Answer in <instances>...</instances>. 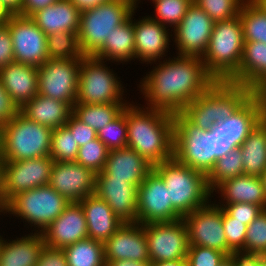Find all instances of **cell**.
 <instances>
[{
  "instance_id": "16",
  "label": "cell",
  "mask_w": 266,
  "mask_h": 266,
  "mask_svg": "<svg viewBox=\"0 0 266 266\" xmlns=\"http://www.w3.org/2000/svg\"><path fill=\"white\" fill-rule=\"evenodd\" d=\"M137 223L173 222L182 217L173 209L161 176L152 169L138 186Z\"/></svg>"
},
{
  "instance_id": "51",
  "label": "cell",
  "mask_w": 266,
  "mask_h": 266,
  "mask_svg": "<svg viewBox=\"0 0 266 266\" xmlns=\"http://www.w3.org/2000/svg\"><path fill=\"white\" fill-rule=\"evenodd\" d=\"M36 266H68L62 249L44 246Z\"/></svg>"
},
{
  "instance_id": "53",
  "label": "cell",
  "mask_w": 266,
  "mask_h": 266,
  "mask_svg": "<svg viewBox=\"0 0 266 266\" xmlns=\"http://www.w3.org/2000/svg\"><path fill=\"white\" fill-rule=\"evenodd\" d=\"M58 0H22L21 15L31 17L35 12L46 8Z\"/></svg>"
},
{
  "instance_id": "64",
  "label": "cell",
  "mask_w": 266,
  "mask_h": 266,
  "mask_svg": "<svg viewBox=\"0 0 266 266\" xmlns=\"http://www.w3.org/2000/svg\"><path fill=\"white\" fill-rule=\"evenodd\" d=\"M2 162L0 158V199H2Z\"/></svg>"
},
{
  "instance_id": "10",
  "label": "cell",
  "mask_w": 266,
  "mask_h": 266,
  "mask_svg": "<svg viewBox=\"0 0 266 266\" xmlns=\"http://www.w3.org/2000/svg\"><path fill=\"white\" fill-rule=\"evenodd\" d=\"M107 64L94 56L81 59L76 103H129L123 98L125 87L122 81Z\"/></svg>"
},
{
  "instance_id": "67",
  "label": "cell",
  "mask_w": 266,
  "mask_h": 266,
  "mask_svg": "<svg viewBox=\"0 0 266 266\" xmlns=\"http://www.w3.org/2000/svg\"><path fill=\"white\" fill-rule=\"evenodd\" d=\"M127 1H129V2H131L133 5H135V8H136V10H137V8H138V0H127Z\"/></svg>"
},
{
  "instance_id": "58",
  "label": "cell",
  "mask_w": 266,
  "mask_h": 266,
  "mask_svg": "<svg viewBox=\"0 0 266 266\" xmlns=\"http://www.w3.org/2000/svg\"><path fill=\"white\" fill-rule=\"evenodd\" d=\"M151 266H187L186 260H173L151 263Z\"/></svg>"
},
{
  "instance_id": "26",
  "label": "cell",
  "mask_w": 266,
  "mask_h": 266,
  "mask_svg": "<svg viewBox=\"0 0 266 266\" xmlns=\"http://www.w3.org/2000/svg\"><path fill=\"white\" fill-rule=\"evenodd\" d=\"M78 203L84 211L88 238L104 243L124 224L115 216L108 203L96 194L89 195Z\"/></svg>"
},
{
  "instance_id": "55",
  "label": "cell",
  "mask_w": 266,
  "mask_h": 266,
  "mask_svg": "<svg viewBox=\"0 0 266 266\" xmlns=\"http://www.w3.org/2000/svg\"><path fill=\"white\" fill-rule=\"evenodd\" d=\"M74 4V6L80 11L83 12L85 10L92 9L103 2H107L109 0H69Z\"/></svg>"
},
{
  "instance_id": "52",
  "label": "cell",
  "mask_w": 266,
  "mask_h": 266,
  "mask_svg": "<svg viewBox=\"0 0 266 266\" xmlns=\"http://www.w3.org/2000/svg\"><path fill=\"white\" fill-rule=\"evenodd\" d=\"M230 256L234 261V266H262L260 254L255 252L236 250Z\"/></svg>"
},
{
  "instance_id": "42",
  "label": "cell",
  "mask_w": 266,
  "mask_h": 266,
  "mask_svg": "<svg viewBox=\"0 0 266 266\" xmlns=\"http://www.w3.org/2000/svg\"><path fill=\"white\" fill-rule=\"evenodd\" d=\"M97 137L109 151L127 147L126 107L112 122L97 132Z\"/></svg>"
},
{
  "instance_id": "66",
  "label": "cell",
  "mask_w": 266,
  "mask_h": 266,
  "mask_svg": "<svg viewBox=\"0 0 266 266\" xmlns=\"http://www.w3.org/2000/svg\"><path fill=\"white\" fill-rule=\"evenodd\" d=\"M262 182H263V187L265 189V193H266V171L260 176Z\"/></svg>"
},
{
  "instance_id": "13",
  "label": "cell",
  "mask_w": 266,
  "mask_h": 266,
  "mask_svg": "<svg viewBox=\"0 0 266 266\" xmlns=\"http://www.w3.org/2000/svg\"><path fill=\"white\" fill-rule=\"evenodd\" d=\"M208 202L185 215L184 220L190 246H203L223 252L227 257L233 252L227 244L223 227V208Z\"/></svg>"
},
{
  "instance_id": "5",
  "label": "cell",
  "mask_w": 266,
  "mask_h": 266,
  "mask_svg": "<svg viewBox=\"0 0 266 266\" xmlns=\"http://www.w3.org/2000/svg\"><path fill=\"white\" fill-rule=\"evenodd\" d=\"M153 169L163 179L171 206L182 218L212 200L207 176L174 157L153 165Z\"/></svg>"
},
{
  "instance_id": "60",
  "label": "cell",
  "mask_w": 266,
  "mask_h": 266,
  "mask_svg": "<svg viewBox=\"0 0 266 266\" xmlns=\"http://www.w3.org/2000/svg\"><path fill=\"white\" fill-rule=\"evenodd\" d=\"M219 266H234V261L231 256L226 257Z\"/></svg>"
},
{
  "instance_id": "25",
  "label": "cell",
  "mask_w": 266,
  "mask_h": 266,
  "mask_svg": "<svg viewBox=\"0 0 266 266\" xmlns=\"http://www.w3.org/2000/svg\"><path fill=\"white\" fill-rule=\"evenodd\" d=\"M0 80L19 109L38 95V67L14 61L0 69Z\"/></svg>"
},
{
  "instance_id": "49",
  "label": "cell",
  "mask_w": 266,
  "mask_h": 266,
  "mask_svg": "<svg viewBox=\"0 0 266 266\" xmlns=\"http://www.w3.org/2000/svg\"><path fill=\"white\" fill-rule=\"evenodd\" d=\"M14 61L12 37L8 25L0 24V69Z\"/></svg>"
},
{
  "instance_id": "36",
  "label": "cell",
  "mask_w": 266,
  "mask_h": 266,
  "mask_svg": "<svg viewBox=\"0 0 266 266\" xmlns=\"http://www.w3.org/2000/svg\"><path fill=\"white\" fill-rule=\"evenodd\" d=\"M239 17L243 40L266 44V13L253 0H246L243 3Z\"/></svg>"
},
{
  "instance_id": "43",
  "label": "cell",
  "mask_w": 266,
  "mask_h": 266,
  "mask_svg": "<svg viewBox=\"0 0 266 266\" xmlns=\"http://www.w3.org/2000/svg\"><path fill=\"white\" fill-rule=\"evenodd\" d=\"M246 0H193L214 21H224L237 16Z\"/></svg>"
},
{
  "instance_id": "40",
  "label": "cell",
  "mask_w": 266,
  "mask_h": 266,
  "mask_svg": "<svg viewBox=\"0 0 266 266\" xmlns=\"http://www.w3.org/2000/svg\"><path fill=\"white\" fill-rule=\"evenodd\" d=\"M152 2L155 15L153 17L150 15V17L163 26L167 28L170 26L174 29L181 23L193 0H155Z\"/></svg>"
},
{
  "instance_id": "44",
  "label": "cell",
  "mask_w": 266,
  "mask_h": 266,
  "mask_svg": "<svg viewBox=\"0 0 266 266\" xmlns=\"http://www.w3.org/2000/svg\"><path fill=\"white\" fill-rule=\"evenodd\" d=\"M244 251L261 254L266 251V210L247 226Z\"/></svg>"
},
{
  "instance_id": "50",
  "label": "cell",
  "mask_w": 266,
  "mask_h": 266,
  "mask_svg": "<svg viewBox=\"0 0 266 266\" xmlns=\"http://www.w3.org/2000/svg\"><path fill=\"white\" fill-rule=\"evenodd\" d=\"M20 112L12 97L3 87L0 80V124L3 126L11 121Z\"/></svg>"
},
{
  "instance_id": "22",
  "label": "cell",
  "mask_w": 266,
  "mask_h": 266,
  "mask_svg": "<svg viewBox=\"0 0 266 266\" xmlns=\"http://www.w3.org/2000/svg\"><path fill=\"white\" fill-rule=\"evenodd\" d=\"M42 235L46 246L59 249L88 238L87 222L81 205L78 202L70 203Z\"/></svg>"
},
{
  "instance_id": "19",
  "label": "cell",
  "mask_w": 266,
  "mask_h": 266,
  "mask_svg": "<svg viewBox=\"0 0 266 266\" xmlns=\"http://www.w3.org/2000/svg\"><path fill=\"white\" fill-rule=\"evenodd\" d=\"M104 259L106 264L124 259L150 262L144 224L124 223L104 242Z\"/></svg>"
},
{
  "instance_id": "3",
  "label": "cell",
  "mask_w": 266,
  "mask_h": 266,
  "mask_svg": "<svg viewBox=\"0 0 266 266\" xmlns=\"http://www.w3.org/2000/svg\"><path fill=\"white\" fill-rule=\"evenodd\" d=\"M173 117V157L181 164L207 176L219 158L237 148L213 129L194 126L181 113H174Z\"/></svg>"
},
{
  "instance_id": "41",
  "label": "cell",
  "mask_w": 266,
  "mask_h": 266,
  "mask_svg": "<svg viewBox=\"0 0 266 266\" xmlns=\"http://www.w3.org/2000/svg\"><path fill=\"white\" fill-rule=\"evenodd\" d=\"M109 150L97 137L85 145L79 147L76 163L98 174L103 171Z\"/></svg>"
},
{
  "instance_id": "12",
  "label": "cell",
  "mask_w": 266,
  "mask_h": 266,
  "mask_svg": "<svg viewBox=\"0 0 266 266\" xmlns=\"http://www.w3.org/2000/svg\"><path fill=\"white\" fill-rule=\"evenodd\" d=\"M151 263L186 260L189 235L183 219L144 224Z\"/></svg>"
},
{
  "instance_id": "68",
  "label": "cell",
  "mask_w": 266,
  "mask_h": 266,
  "mask_svg": "<svg viewBox=\"0 0 266 266\" xmlns=\"http://www.w3.org/2000/svg\"><path fill=\"white\" fill-rule=\"evenodd\" d=\"M265 127H266V120H264V119H261V121H260Z\"/></svg>"
},
{
  "instance_id": "30",
  "label": "cell",
  "mask_w": 266,
  "mask_h": 266,
  "mask_svg": "<svg viewBox=\"0 0 266 266\" xmlns=\"http://www.w3.org/2000/svg\"><path fill=\"white\" fill-rule=\"evenodd\" d=\"M266 80V44L244 41L239 70L228 80L254 90Z\"/></svg>"
},
{
  "instance_id": "56",
  "label": "cell",
  "mask_w": 266,
  "mask_h": 266,
  "mask_svg": "<svg viewBox=\"0 0 266 266\" xmlns=\"http://www.w3.org/2000/svg\"><path fill=\"white\" fill-rule=\"evenodd\" d=\"M106 266H151V262H139L130 259L109 261Z\"/></svg>"
},
{
  "instance_id": "34",
  "label": "cell",
  "mask_w": 266,
  "mask_h": 266,
  "mask_svg": "<svg viewBox=\"0 0 266 266\" xmlns=\"http://www.w3.org/2000/svg\"><path fill=\"white\" fill-rule=\"evenodd\" d=\"M128 103L84 104L75 103L73 114L84 124L98 132L109 122H112L127 106Z\"/></svg>"
},
{
  "instance_id": "23",
  "label": "cell",
  "mask_w": 266,
  "mask_h": 266,
  "mask_svg": "<svg viewBox=\"0 0 266 266\" xmlns=\"http://www.w3.org/2000/svg\"><path fill=\"white\" fill-rule=\"evenodd\" d=\"M152 169L153 165L145 157L125 147L109 151L102 173L108 179L124 180L139 186Z\"/></svg>"
},
{
  "instance_id": "65",
  "label": "cell",
  "mask_w": 266,
  "mask_h": 266,
  "mask_svg": "<svg viewBox=\"0 0 266 266\" xmlns=\"http://www.w3.org/2000/svg\"><path fill=\"white\" fill-rule=\"evenodd\" d=\"M260 262L262 266H266V251L260 254Z\"/></svg>"
},
{
  "instance_id": "54",
  "label": "cell",
  "mask_w": 266,
  "mask_h": 266,
  "mask_svg": "<svg viewBox=\"0 0 266 266\" xmlns=\"http://www.w3.org/2000/svg\"><path fill=\"white\" fill-rule=\"evenodd\" d=\"M253 94L259 100L262 119L266 120V80L253 90Z\"/></svg>"
},
{
  "instance_id": "59",
  "label": "cell",
  "mask_w": 266,
  "mask_h": 266,
  "mask_svg": "<svg viewBox=\"0 0 266 266\" xmlns=\"http://www.w3.org/2000/svg\"><path fill=\"white\" fill-rule=\"evenodd\" d=\"M12 14L5 8L0 0V24H5Z\"/></svg>"
},
{
  "instance_id": "4",
  "label": "cell",
  "mask_w": 266,
  "mask_h": 266,
  "mask_svg": "<svg viewBox=\"0 0 266 266\" xmlns=\"http://www.w3.org/2000/svg\"><path fill=\"white\" fill-rule=\"evenodd\" d=\"M253 94V90L230 81L215 80L180 112L194 126L210 130L224 121Z\"/></svg>"
},
{
  "instance_id": "11",
  "label": "cell",
  "mask_w": 266,
  "mask_h": 266,
  "mask_svg": "<svg viewBox=\"0 0 266 266\" xmlns=\"http://www.w3.org/2000/svg\"><path fill=\"white\" fill-rule=\"evenodd\" d=\"M81 59H48L38 67V94L70 104L77 100Z\"/></svg>"
},
{
  "instance_id": "62",
  "label": "cell",
  "mask_w": 266,
  "mask_h": 266,
  "mask_svg": "<svg viewBox=\"0 0 266 266\" xmlns=\"http://www.w3.org/2000/svg\"><path fill=\"white\" fill-rule=\"evenodd\" d=\"M2 147H3V125L0 124V156L2 154Z\"/></svg>"
},
{
  "instance_id": "1",
  "label": "cell",
  "mask_w": 266,
  "mask_h": 266,
  "mask_svg": "<svg viewBox=\"0 0 266 266\" xmlns=\"http://www.w3.org/2000/svg\"><path fill=\"white\" fill-rule=\"evenodd\" d=\"M176 55L158 61L139 82L146 108L180 113L215 81L201 57Z\"/></svg>"
},
{
  "instance_id": "48",
  "label": "cell",
  "mask_w": 266,
  "mask_h": 266,
  "mask_svg": "<svg viewBox=\"0 0 266 266\" xmlns=\"http://www.w3.org/2000/svg\"><path fill=\"white\" fill-rule=\"evenodd\" d=\"M65 126L74 135V139L79 147L97 138V132L87 124H84L73 113L70 115Z\"/></svg>"
},
{
  "instance_id": "24",
  "label": "cell",
  "mask_w": 266,
  "mask_h": 266,
  "mask_svg": "<svg viewBox=\"0 0 266 266\" xmlns=\"http://www.w3.org/2000/svg\"><path fill=\"white\" fill-rule=\"evenodd\" d=\"M261 119L259 100L252 94L233 115L217 123L212 129L238 148Z\"/></svg>"
},
{
  "instance_id": "21",
  "label": "cell",
  "mask_w": 266,
  "mask_h": 266,
  "mask_svg": "<svg viewBox=\"0 0 266 266\" xmlns=\"http://www.w3.org/2000/svg\"><path fill=\"white\" fill-rule=\"evenodd\" d=\"M135 37V59L145 64H156L165 59L172 34L167 27L152 19L149 15L133 20ZM163 57V58H162ZM147 62V63H146Z\"/></svg>"
},
{
  "instance_id": "2",
  "label": "cell",
  "mask_w": 266,
  "mask_h": 266,
  "mask_svg": "<svg viewBox=\"0 0 266 266\" xmlns=\"http://www.w3.org/2000/svg\"><path fill=\"white\" fill-rule=\"evenodd\" d=\"M127 147L152 165L173 158L174 117L161 109L126 106Z\"/></svg>"
},
{
  "instance_id": "28",
  "label": "cell",
  "mask_w": 266,
  "mask_h": 266,
  "mask_svg": "<svg viewBox=\"0 0 266 266\" xmlns=\"http://www.w3.org/2000/svg\"><path fill=\"white\" fill-rule=\"evenodd\" d=\"M45 246L42 233L32 231L17 239L0 238V266H36Z\"/></svg>"
},
{
  "instance_id": "61",
  "label": "cell",
  "mask_w": 266,
  "mask_h": 266,
  "mask_svg": "<svg viewBox=\"0 0 266 266\" xmlns=\"http://www.w3.org/2000/svg\"><path fill=\"white\" fill-rule=\"evenodd\" d=\"M266 13V0H253Z\"/></svg>"
},
{
  "instance_id": "29",
  "label": "cell",
  "mask_w": 266,
  "mask_h": 266,
  "mask_svg": "<svg viewBox=\"0 0 266 266\" xmlns=\"http://www.w3.org/2000/svg\"><path fill=\"white\" fill-rule=\"evenodd\" d=\"M80 11L69 0H58L35 12L31 18L46 34L68 31L78 33Z\"/></svg>"
},
{
  "instance_id": "35",
  "label": "cell",
  "mask_w": 266,
  "mask_h": 266,
  "mask_svg": "<svg viewBox=\"0 0 266 266\" xmlns=\"http://www.w3.org/2000/svg\"><path fill=\"white\" fill-rule=\"evenodd\" d=\"M68 266H106L104 243L86 238L62 249Z\"/></svg>"
},
{
  "instance_id": "7",
  "label": "cell",
  "mask_w": 266,
  "mask_h": 266,
  "mask_svg": "<svg viewBox=\"0 0 266 266\" xmlns=\"http://www.w3.org/2000/svg\"><path fill=\"white\" fill-rule=\"evenodd\" d=\"M136 10L127 0H109L80 13L78 41L84 56H93L115 28Z\"/></svg>"
},
{
  "instance_id": "14",
  "label": "cell",
  "mask_w": 266,
  "mask_h": 266,
  "mask_svg": "<svg viewBox=\"0 0 266 266\" xmlns=\"http://www.w3.org/2000/svg\"><path fill=\"white\" fill-rule=\"evenodd\" d=\"M53 163L50 156L3 161L2 200L7 203L18 193L48 185Z\"/></svg>"
},
{
  "instance_id": "39",
  "label": "cell",
  "mask_w": 266,
  "mask_h": 266,
  "mask_svg": "<svg viewBox=\"0 0 266 266\" xmlns=\"http://www.w3.org/2000/svg\"><path fill=\"white\" fill-rule=\"evenodd\" d=\"M79 145L71 131L66 126L53 129L51 139L50 157L54 162L75 161L78 155Z\"/></svg>"
},
{
  "instance_id": "63",
  "label": "cell",
  "mask_w": 266,
  "mask_h": 266,
  "mask_svg": "<svg viewBox=\"0 0 266 266\" xmlns=\"http://www.w3.org/2000/svg\"><path fill=\"white\" fill-rule=\"evenodd\" d=\"M0 213V215H2V213L3 215L6 214V203L2 199H0ZM1 236L2 235H0V237Z\"/></svg>"
},
{
  "instance_id": "17",
  "label": "cell",
  "mask_w": 266,
  "mask_h": 266,
  "mask_svg": "<svg viewBox=\"0 0 266 266\" xmlns=\"http://www.w3.org/2000/svg\"><path fill=\"white\" fill-rule=\"evenodd\" d=\"M214 21L194 2L181 23L171 31L178 55L203 57L209 45ZM174 30V31H173ZM175 37V38H174Z\"/></svg>"
},
{
  "instance_id": "37",
  "label": "cell",
  "mask_w": 266,
  "mask_h": 266,
  "mask_svg": "<svg viewBox=\"0 0 266 266\" xmlns=\"http://www.w3.org/2000/svg\"><path fill=\"white\" fill-rule=\"evenodd\" d=\"M244 174L241 148H235L222 158H219L211 172L207 175V185L213 190L225 180Z\"/></svg>"
},
{
  "instance_id": "47",
  "label": "cell",
  "mask_w": 266,
  "mask_h": 266,
  "mask_svg": "<svg viewBox=\"0 0 266 266\" xmlns=\"http://www.w3.org/2000/svg\"><path fill=\"white\" fill-rule=\"evenodd\" d=\"M223 208L232 218L241 221L245 225H249L262 212L263 208L257 204L251 203H232V204H217Z\"/></svg>"
},
{
  "instance_id": "8",
  "label": "cell",
  "mask_w": 266,
  "mask_h": 266,
  "mask_svg": "<svg viewBox=\"0 0 266 266\" xmlns=\"http://www.w3.org/2000/svg\"><path fill=\"white\" fill-rule=\"evenodd\" d=\"M53 129L19 112L3 126L2 161H22L50 155Z\"/></svg>"
},
{
  "instance_id": "27",
  "label": "cell",
  "mask_w": 266,
  "mask_h": 266,
  "mask_svg": "<svg viewBox=\"0 0 266 266\" xmlns=\"http://www.w3.org/2000/svg\"><path fill=\"white\" fill-rule=\"evenodd\" d=\"M221 194L219 203H251L266 210V193L260 177L252 175H239L220 183L213 192Z\"/></svg>"
},
{
  "instance_id": "33",
  "label": "cell",
  "mask_w": 266,
  "mask_h": 266,
  "mask_svg": "<svg viewBox=\"0 0 266 266\" xmlns=\"http://www.w3.org/2000/svg\"><path fill=\"white\" fill-rule=\"evenodd\" d=\"M240 148L244 174L260 177L266 171V127L260 122Z\"/></svg>"
},
{
  "instance_id": "9",
  "label": "cell",
  "mask_w": 266,
  "mask_h": 266,
  "mask_svg": "<svg viewBox=\"0 0 266 266\" xmlns=\"http://www.w3.org/2000/svg\"><path fill=\"white\" fill-rule=\"evenodd\" d=\"M70 202L51 186H40L14 195L6 203V214L20 217L33 231L42 233ZM36 228V229H35Z\"/></svg>"
},
{
  "instance_id": "46",
  "label": "cell",
  "mask_w": 266,
  "mask_h": 266,
  "mask_svg": "<svg viewBox=\"0 0 266 266\" xmlns=\"http://www.w3.org/2000/svg\"><path fill=\"white\" fill-rule=\"evenodd\" d=\"M223 227L228 247L232 251L243 250L247 225L239 220H235L223 209Z\"/></svg>"
},
{
  "instance_id": "32",
  "label": "cell",
  "mask_w": 266,
  "mask_h": 266,
  "mask_svg": "<svg viewBox=\"0 0 266 266\" xmlns=\"http://www.w3.org/2000/svg\"><path fill=\"white\" fill-rule=\"evenodd\" d=\"M135 10L130 18L113 30L108 36L103 46L93 55L94 57L109 62H129L135 61V35L133 17Z\"/></svg>"
},
{
  "instance_id": "15",
  "label": "cell",
  "mask_w": 266,
  "mask_h": 266,
  "mask_svg": "<svg viewBox=\"0 0 266 266\" xmlns=\"http://www.w3.org/2000/svg\"><path fill=\"white\" fill-rule=\"evenodd\" d=\"M6 24L12 37L15 62L39 67L49 59L47 35L31 17L12 14Z\"/></svg>"
},
{
  "instance_id": "20",
  "label": "cell",
  "mask_w": 266,
  "mask_h": 266,
  "mask_svg": "<svg viewBox=\"0 0 266 266\" xmlns=\"http://www.w3.org/2000/svg\"><path fill=\"white\" fill-rule=\"evenodd\" d=\"M95 194L106 201L123 223L137 222L138 185L96 174Z\"/></svg>"
},
{
  "instance_id": "45",
  "label": "cell",
  "mask_w": 266,
  "mask_h": 266,
  "mask_svg": "<svg viewBox=\"0 0 266 266\" xmlns=\"http://www.w3.org/2000/svg\"><path fill=\"white\" fill-rule=\"evenodd\" d=\"M227 256L218 250L203 246H189L187 266H219Z\"/></svg>"
},
{
  "instance_id": "31",
  "label": "cell",
  "mask_w": 266,
  "mask_h": 266,
  "mask_svg": "<svg viewBox=\"0 0 266 266\" xmlns=\"http://www.w3.org/2000/svg\"><path fill=\"white\" fill-rule=\"evenodd\" d=\"M20 112L38 124L57 129L65 126L73 113V107L66 102L38 94L25 104Z\"/></svg>"
},
{
  "instance_id": "38",
  "label": "cell",
  "mask_w": 266,
  "mask_h": 266,
  "mask_svg": "<svg viewBox=\"0 0 266 266\" xmlns=\"http://www.w3.org/2000/svg\"><path fill=\"white\" fill-rule=\"evenodd\" d=\"M49 59H82L78 35L75 32L61 31L47 35Z\"/></svg>"
},
{
  "instance_id": "57",
  "label": "cell",
  "mask_w": 266,
  "mask_h": 266,
  "mask_svg": "<svg viewBox=\"0 0 266 266\" xmlns=\"http://www.w3.org/2000/svg\"><path fill=\"white\" fill-rule=\"evenodd\" d=\"M1 2L11 14L21 15L22 0H1Z\"/></svg>"
},
{
  "instance_id": "18",
  "label": "cell",
  "mask_w": 266,
  "mask_h": 266,
  "mask_svg": "<svg viewBox=\"0 0 266 266\" xmlns=\"http://www.w3.org/2000/svg\"><path fill=\"white\" fill-rule=\"evenodd\" d=\"M95 183L96 173L71 161L53 163L48 185L72 203L95 194Z\"/></svg>"
},
{
  "instance_id": "6",
  "label": "cell",
  "mask_w": 266,
  "mask_h": 266,
  "mask_svg": "<svg viewBox=\"0 0 266 266\" xmlns=\"http://www.w3.org/2000/svg\"><path fill=\"white\" fill-rule=\"evenodd\" d=\"M243 47L239 14L214 22L207 51L202 57L205 69L215 80L228 81L239 70Z\"/></svg>"
}]
</instances>
